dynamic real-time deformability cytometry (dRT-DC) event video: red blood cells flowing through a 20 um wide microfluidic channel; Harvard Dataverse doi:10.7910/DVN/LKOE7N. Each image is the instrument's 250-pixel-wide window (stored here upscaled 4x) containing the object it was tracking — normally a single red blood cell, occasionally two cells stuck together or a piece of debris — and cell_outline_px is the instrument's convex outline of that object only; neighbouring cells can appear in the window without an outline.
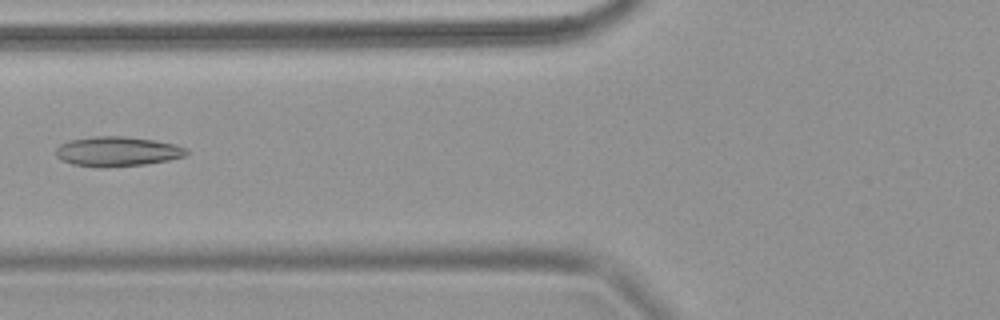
{"species": "common noctule bat (a hibernating species)", "species_latin": "Nyctalus noctula", "temperature_condition": "warm", "stored_images_in_passage": 11, "camera_frame_rate_fps": 3000, "um_per_image_px": 0.085, "animal": {"sex": "female", "body_mass_g": 18.4}, "frame": {"image": 1, "passage_image": 8, "time_ms": 2.333, "image_size_px": [1000, 320], "cell_outline_px": [[188, 152], [184, 156], [168, 160], [144, 164], [100, 168], [72, 164], [60, 160], [56, 156], [56, 148], [60, 144], [68, 140], [92, 136], [124, 136], [156, 140], [176, 144], [188, 148]], "centroid_in_image_um": [9.95, 12.87], "position_along_channel_um": 115.9, "area_um2": 22.89}}
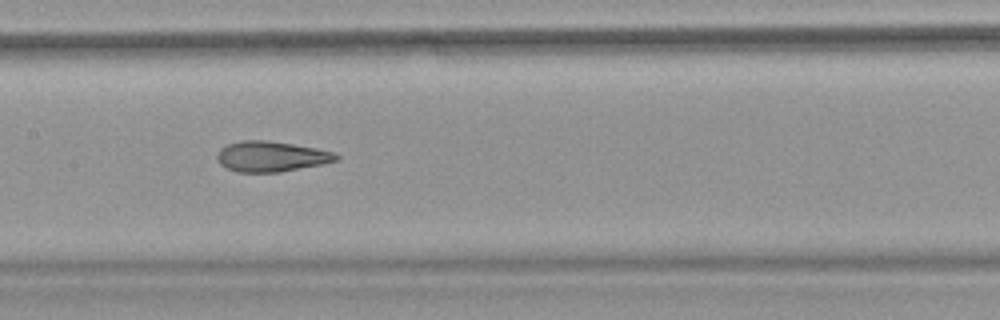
{"frame": {"image": 2, "passage_image": 10, "time_ms": 3.0, "image_size_px": [1000, 320], "cell_outline_px": [[340, 160], [324, 164], [280, 172], [236, 172], [220, 164], [216, 156], [220, 148], [228, 144], [240, 140], [268, 140], [316, 148], [336, 152], [340, 156]], "centroid_in_image_um": [23.09, 13.3], "position_along_channel_um": 184.3, "area_um2": 21.33}}